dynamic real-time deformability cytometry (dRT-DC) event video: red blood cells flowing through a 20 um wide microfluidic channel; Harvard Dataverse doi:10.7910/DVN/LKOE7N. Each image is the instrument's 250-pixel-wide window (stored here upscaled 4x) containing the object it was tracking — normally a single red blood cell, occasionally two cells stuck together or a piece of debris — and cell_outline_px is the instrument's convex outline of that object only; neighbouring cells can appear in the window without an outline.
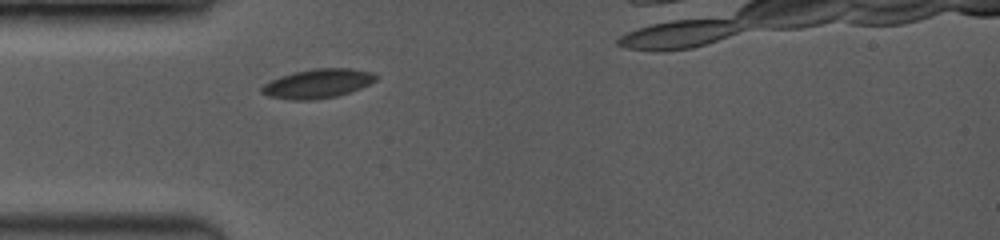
{"species": "common noctule bat (a hibernating species)", "species_latin": "Nyctalus noctula", "temperature_condition": "room temperature", "stored_images_in_passage": 47, "camera_frame_rate_fps": 3500, "um_per_image_px": 0.085, "animal": {"sex": "female", "body_mass_g": 19.0, "forearm_length_mm": 53.3}, "frame": {"image": 1, "passage_image": 1, "time_ms": 0.0, "image_size_px": [1000, 240], "cell_outline_px": [[376, 80], [360, 88], [336, 96], [312, 100], [292, 100], [268, 96], [260, 92], [260, 88], [264, 84], [280, 76], [296, 72], [316, 68], [348, 68], [372, 72], [376, 76]], "centroid_in_image_um": [26.97, 7.11], "position_along_channel_um": 58.0, "area_um2": 19.13}}
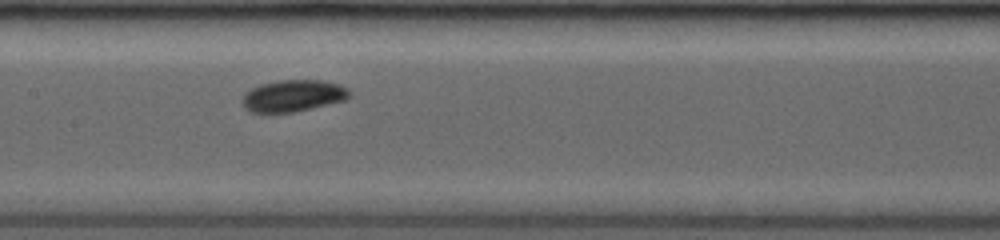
{"frame": {"image": 2, "passage_image": 18, "time_ms": 3.143, "image_size_px": [1000, 240], "cell_outline_px": [[352, 96], [344, 100], [296, 112], [248, 112], [244, 108], [244, 96], [252, 88], [260, 84], [280, 80], [324, 80], [340, 84], [348, 88], [352, 92]], "centroid_in_image_um": [24.98, 8.13], "position_along_channel_um": 182.4, "area_um2": 19.83}}
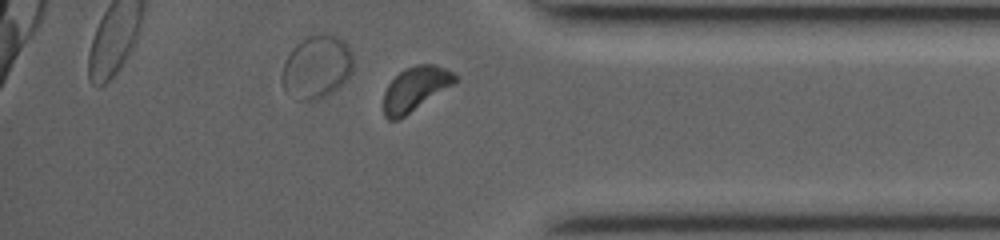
{"frame": {"image": 3, "passage_image": 44, "time_ms": 8.571, "image_size_px": [1000, 240], "cell_outline_px": [[460, 76], [452, 84], [400, 120], [388, 120], [384, 116], [384, 92], [388, 84], [404, 68], [416, 64], [432, 64], [444, 68]], "centroid_in_image_um": [35.27, 7.56], "position_along_channel_um": 399.9, "area_um2": 18.26}, "authors_computed_cell_mechanics": {"area_um2": 19.4786, "velocity_mm_per_s": 4.0645, "shape_relaxation_time_tau1_ms": 1.659, "shape_relaxation_time_tau2_ms": null, "deformation_change_tau1": 0.0632, "deformation_change_tau2": null}}